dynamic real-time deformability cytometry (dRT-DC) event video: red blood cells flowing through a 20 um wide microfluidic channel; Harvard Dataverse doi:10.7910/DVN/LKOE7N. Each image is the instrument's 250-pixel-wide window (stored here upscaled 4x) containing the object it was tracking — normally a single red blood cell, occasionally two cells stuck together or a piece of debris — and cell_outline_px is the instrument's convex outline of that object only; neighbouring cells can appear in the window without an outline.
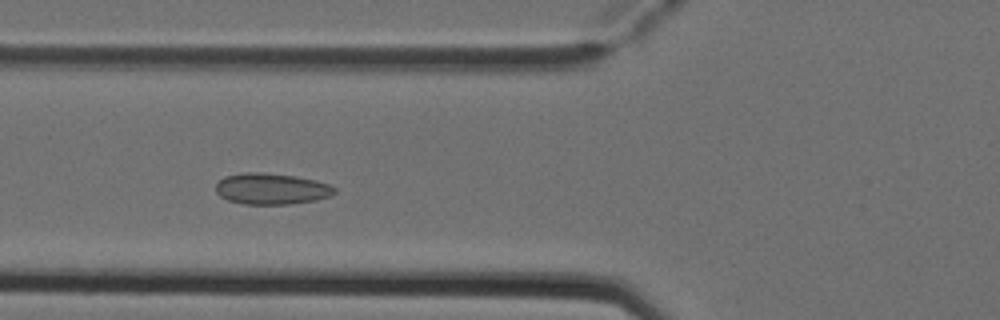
{"species": "Egyptian fruit bat (a non-hibernating species)", "species_latin": "Rousettus aegyptiacus", "temperature_condition": "cold", "stored_images_in_passage": 6, "camera_frame_rate_fps": 3000, "um_per_image_px": 0.085, "animal": {"sex": "female"}, "frame": {"image": 1, "passage_image": 5, "time_ms": 1.333, "image_size_px": [1000, 320], "cell_outline_px": [[336, 192], [332, 196], [316, 200], [288, 204], [244, 204], [228, 200], [220, 196], [216, 192], [216, 184], [224, 176], [244, 172], [260, 172], [296, 176], [316, 180], [328, 184], [336, 188]], "centroid_in_image_um": [23.08, 16.04], "position_along_channel_um": 102.7, "area_um2": 21.68}}
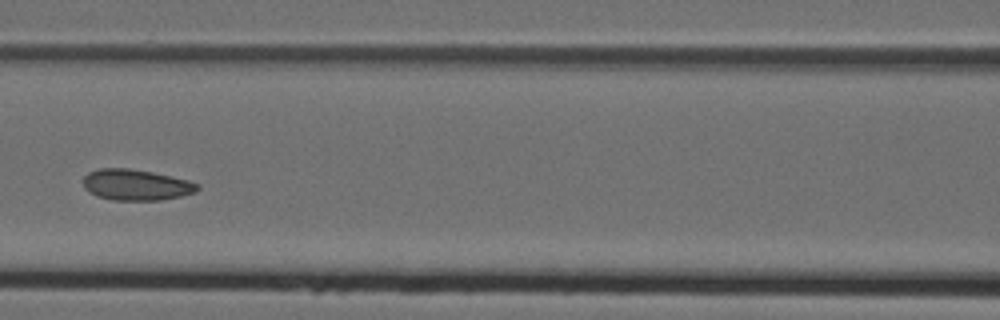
{"frame": {"image": 2, "passage_image": 6, "time_ms": 1.667, "image_size_px": [1000, 320], "cell_outline_px": [[200, 188], [196, 192], [180, 196], [160, 200], [112, 200], [96, 196], [88, 192], [84, 188], [84, 176], [88, 172], [100, 168], [128, 168], [152, 172], [188, 180], [200, 184]], "centroid_in_image_um": [11.56, 15.71], "position_along_channel_um": 155.0, "area_um2": 20.69}}